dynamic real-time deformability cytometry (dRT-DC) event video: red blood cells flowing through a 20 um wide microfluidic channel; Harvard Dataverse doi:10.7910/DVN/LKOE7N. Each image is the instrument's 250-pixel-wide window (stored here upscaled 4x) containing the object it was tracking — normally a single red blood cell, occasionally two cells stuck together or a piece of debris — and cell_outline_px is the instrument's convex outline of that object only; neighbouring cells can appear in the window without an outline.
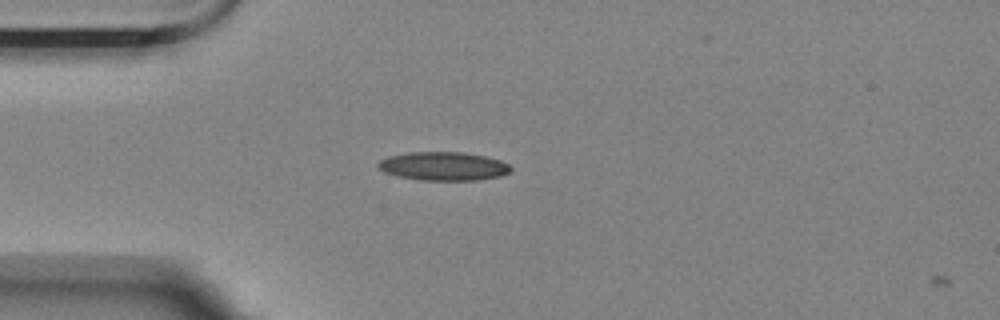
{"species": "Egyptian fruit bat (a non-hibernating species)", "species_latin": "Rousettus aegyptiacus", "temperature_condition": "room temperature", "stored_images_in_passage": 2, "camera_frame_rate_fps": 3000, "um_per_image_px": 0.085, "animal": {"sex": "female"}, "frame": {"image": 1, "passage_image": 1, "time_ms": 0.0, "image_size_px": [1000, 320], "cell_outline_px": [[512, 168], [508, 172], [500, 176], [476, 180], [420, 180], [396, 176], [384, 172], [376, 164], [380, 160], [388, 156], [408, 152], [464, 152], [484, 156], [500, 160], [508, 164]], "centroid_in_image_um": [37.66, 14.12], "position_along_channel_um": 47.3, "area_um2": 22.08}}